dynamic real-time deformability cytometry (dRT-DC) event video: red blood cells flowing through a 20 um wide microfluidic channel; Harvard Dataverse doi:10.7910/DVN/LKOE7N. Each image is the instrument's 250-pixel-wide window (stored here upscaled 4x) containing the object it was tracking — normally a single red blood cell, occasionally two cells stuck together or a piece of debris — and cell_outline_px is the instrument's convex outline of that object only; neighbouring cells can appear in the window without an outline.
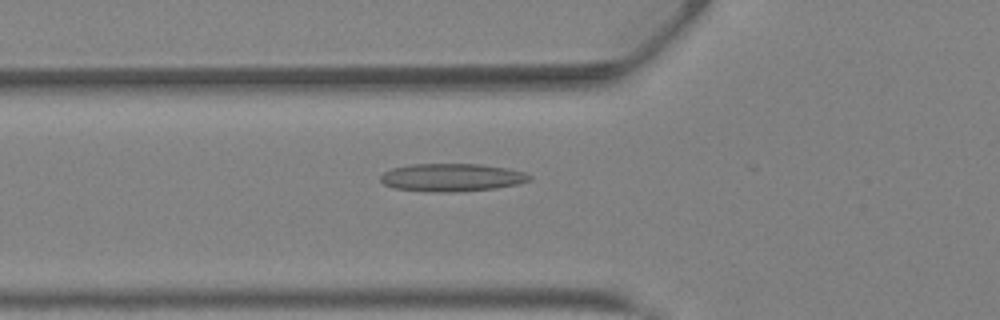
{"species": "Egyptian fruit bat (a non-hibernating species)", "species_latin": "Rousettus aegyptiacus", "temperature_condition": "warm", "stored_images_in_passage": 15, "camera_frame_rate_fps": 3000, "um_per_image_px": 0.085, "animal": {"sex": "female"}, "frame": {"image": 1, "passage_image": 14, "time_ms": 4.333, "image_size_px": [1000, 320], "cell_outline_px": [[532, 180], [516, 184], [496, 188], [452, 192], [428, 192], [396, 188], [384, 184], [380, 180], [380, 176], [384, 172], [392, 168], [408, 164], [480, 164], [508, 168], [524, 172], [532, 176]], "centroid_in_image_um": [38.4, 15.08], "position_along_channel_um": 87.4, "area_um2": 24.28}}